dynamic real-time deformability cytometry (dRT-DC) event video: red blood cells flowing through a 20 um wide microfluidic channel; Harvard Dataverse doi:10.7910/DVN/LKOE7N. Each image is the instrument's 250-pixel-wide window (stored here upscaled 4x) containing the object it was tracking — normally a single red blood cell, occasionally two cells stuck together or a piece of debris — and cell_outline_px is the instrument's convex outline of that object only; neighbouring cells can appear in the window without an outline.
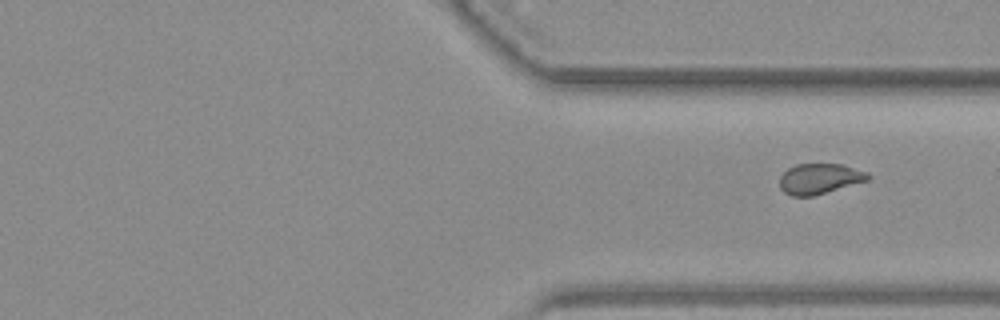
{"species": "common noctule bat (a hibernating species)", "species_latin": "Nyctalus noctula", "temperature_condition": "warm", "stored_images_in_passage": 35, "segment_of_instrument_passage": [2, 2], "camera_frame_rate_fps": 3000, "um_per_image_px": 0.085, "animal": {"sex": "female", "body_mass_g": 19.3, "forearm_length_mm": 54.1}, "frame": {"image": 1, "passage_image": 35, "time_ms": 11.333, "image_size_px": [1000, 320], "cell_outline_px": [[872, 176], [868, 180], [812, 196], [792, 196], [784, 192], [780, 188], [780, 176], [788, 168], [796, 164], [844, 164], [868, 172]], "centroid_in_image_um": [69.67, 15.18], "position_along_channel_um": 341.7, "area_um2": 15.66}}